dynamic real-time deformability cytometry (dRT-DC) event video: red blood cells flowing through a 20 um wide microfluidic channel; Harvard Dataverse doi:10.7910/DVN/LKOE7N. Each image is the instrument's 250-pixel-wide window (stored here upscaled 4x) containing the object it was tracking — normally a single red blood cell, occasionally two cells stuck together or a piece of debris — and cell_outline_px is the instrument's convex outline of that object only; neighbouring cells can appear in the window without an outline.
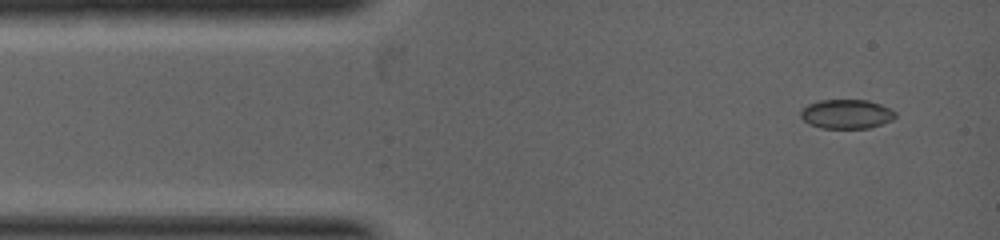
{"species": "common noctule bat (a hibernating species)", "species_latin": "Nyctalus noctula", "temperature_condition": "warm", "stored_images_in_passage": 8, "camera_frame_rate_fps": 5000, "um_per_image_px": 0.085, "animal": {"sex": "female", "body_mass_g": 19.0, "forearm_length_mm": 53.3}, "frame": {"image": 1, "passage_image": 1, "time_ms": 0.0, "image_size_px": [1000, 240], "cell_outline_px": [[896, 116], [892, 120], [868, 128], [820, 128], [808, 124], [800, 116], [800, 112], [808, 104], [820, 100], [868, 100], [880, 104], [896, 112]], "centroid_in_image_um": [71.93, 9.69], "position_along_channel_um": 13.1, "area_um2": 16.07}}
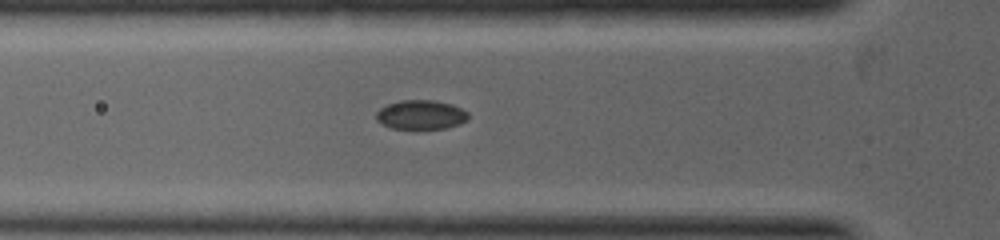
{"frame": {"image": 2, "passage_image": 6, "time_ms": 1.8, "image_size_px": [1000, 240], "cell_outline_px": [[468, 120], [460, 124], [444, 128], [416, 132], [392, 128], [376, 120], [376, 112], [380, 108], [388, 104], [400, 100], [436, 100], [452, 104], [468, 112]], "centroid_in_image_um": [35.78, 9.79], "position_along_channel_um": 90.0, "area_um2": 16.36}}
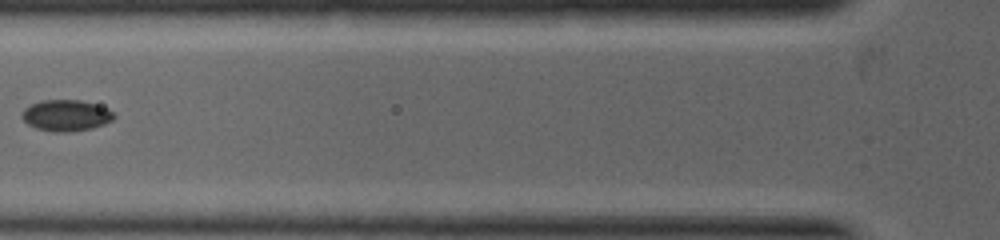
{"frame": {"image": 3, "passage_image": 7, "time_ms": 2.2, "image_size_px": [1000, 240], "cell_outline_px": [[116, 116], [112, 120], [104, 124], [92, 128], [68, 132], [52, 132], [36, 128], [28, 124], [20, 116], [24, 108], [40, 100], [80, 100], [96, 104], [108, 108]], "centroid_in_image_um": [5.61, 9.81], "position_along_channel_um": 120.2, "area_um2": 16.82}}